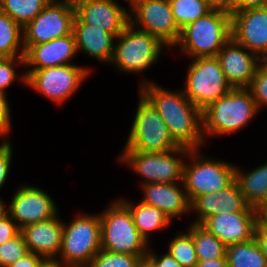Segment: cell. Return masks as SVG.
<instances>
[{"mask_svg": "<svg viewBox=\"0 0 267 267\" xmlns=\"http://www.w3.org/2000/svg\"><path fill=\"white\" fill-rule=\"evenodd\" d=\"M130 8L135 16L129 14L133 27L137 24L139 30L157 37L167 47L175 46L181 29L174 20L169 0H140Z\"/></svg>", "mask_w": 267, "mask_h": 267, "instance_id": "obj_13", "label": "cell"}, {"mask_svg": "<svg viewBox=\"0 0 267 267\" xmlns=\"http://www.w3.org/2000/svg\"><path fill=\"white\" fill-rule=\"evenodd\" d=\"M101 249L147 259V242L134 225L129 209L119 200L100 214Z\"/></svg>", "mask_w": 267, "mask_h": 267, "instance_id": "obj_4", "label": "cell"}, {"mask_svg": "<svg viewBox=\"0 0 267 267\" xmlns=\"http://www.w3.org/2000/svg\"><path fill=\"white\" fill-rule=\"evenodd\" d=\"M88 73V67L68 64L43 69H30L23 74L21 79L33 90L41 92L57 104H62L74 94Z\"/></svg>", "mask_w": 267, "mask_h": 267, "instance_id": "obj_12", "label": "cell"}, {"mask_svg": "<svg viewBox=\"0 0 267 267\" xmlns=\"http://www.w3.org/2000/svg\"><path fill=\"white\" fill-rule=\"evenodd\" d=\"M179 147L155 108L140 94L124 151L168 152Z\"/></svg>", "mask_w": 267, "mask_h": 267, "instance_id": "obj_6", "label": "cell"}, {"mask_svg": "<svg viewBox=\"0 0 267 267\" xmlns=\"http://www.w3.org/2000/svg\"><path fill=\"white\" fill-rule=\"evenodd\" d=\"M28 251L43 259H54L62 247L63 223L57 215L49 220L26 225L20 229ZM57 254V255H56Z\"/></svg>", "mask_w": 267, "mask_h": 267, "instance_id": "obj_20", "label": "cell"}, {"mask_svg": "<svg viewBox=\"0 0 267 267\" xmlns=\"http://www.w3.org/2000/svg\"><path fill=\"white\" fill-rule=\"evenodd\" d=\"M15 62L20 65H25L24 56L0 57V92L5 93V89L16 80Z\"/></svg>", "mask_w": 267, "mask_h": 267, "instance_id": "obj_35", "label": "cell"}, {"mask_svg": "<svg viewBox=\"0 0 267 267\" xmlns=\"http://www.w3.org/2000/svg\"><path fill=\"white\" fill-rule=\"evenodd\" d=\"M196 267H228L226 258L199 260Z\"/></svg>", "mask_w": 267, "mask_h": 267, "instance_id": "obj_43", "label": "cell"}, {"mask_svg": "<svg viewBox=\"0 0 267 267\" xmlns=\"http://www.w3.org/2000/svg\"><path fill=\"white\" fill-rule=\"evenodd\" d=\"M29 253L23 235L19 232L14 238L0 245V267H8Z\"/></svg>", "mask_w": 267, "mask_h": 267, "instance_id": "obj_33", "label": "cell"}, {"mask_svg": "<svg viewBox=\"0 0 267 267\" xmlns=\"http://www.w3.org/2000/svg\"><path fill=\"white\" fill-rule=\"evenodd\" d=\"M231 38V14L223 4L181 29L175 44L181 51L196 57L217 56Z\"/></svg>", "mask_w": 267, "mask_h": 267, "instance_id": "obj_2", "label": "cell"}, {"mask_svg": "<svg viewBox=\"0 0 267 267\" xmlns=\"http://www.w3.org/2000/svg\"><path fill=\"white\" fill-rule=\"evenodd\" d=\"M235 180L246 203L257 209L267 200V163L246 174L235 168Z\"/></svg>", "mask_w": 267, "mask_h": 267, "instance_id": "obj_24", "label": "cell"}, {"mask_svg": "<svg viewBox=\"0 0 267 267\" xmlns=\"http://www.w3.org/2000/svg\"><path fill=\"white\" fill-rule=\"evenodd\" d=\"M7 205L3 203V201L0 199V215L5 212V209Z\"/></svg>", "mask_w": 267, "mask_h": 267, "instance_id": "obj_47", "label": "cell"}, {"mask_svg": "<svg viewBox=\"0 0 267 267\" xmlns=\"http://www.w3.org/2000/svg\"><path fill=\"white\" fill-rule=\"evenodd\" d=\"M190 210L197 211L199 214L195 224H201L207 217L219 213L257 211L246 203L235 179L227 187L217 192L197 196L190 203Z\"/></svg>", "mask_w": 267, "mask_h": 267, "instance_id": "obj_19", "label": "cell"}, {"mask_svg": "<svg viewBox=\"0 0 267 267\" xmlns=\"http://www.w3.org/2000/svg\"><path fill=\"white\" fill-rule=\"evenodd\" d=\"M230 14L231 38L265 61L267 59V6Z\"/></svg>", "mask_w": 267, "mask_h": 267, "instance_id": "obj_14", "label": "cell"}, {"mask_svg": "<svg viewBox=\"0 0 267 267\" xmlns=\"http://www.w3.org/2000/svg\"><path fill=\"white\" fill-rule=\"evenodd\" d=\"M246 49L230 38L216 56L232 88H248L260 63L257 61H262L255 53L246 52Z\"/></svg>", "mask_w": 267, "mask_h": 267, "instance_id": "obj_18", "label": "cell"}, {"mask_svg": "<svg viewBox=\"0 0 267 267\" xmlns=\"http://www.w3.org/2000/svg\"><path fill=\"white\" fill-rule=\"evenodd\" d=\"M232 89L216 56L196 57L187 72L184 95L201 111Z\"/></svg>", "mask_w": 267, "mask_h": 267, "instance_id": "obj_7", "label": "cell"}, {"mask_svg": "<svg viewBox=\"0 0 267 267\" xmlns=\"http://www.w3.org/2000/svg\"><path fill=\"white\" fill-rule=\"evenodd\" d=\"M142 262L139 256L101 249L88 267H139Z\"/></svg>", "mask_w": 267, "mask_h": 267, "instance_id": "obj_32", "label": "cell"}, {"mask_svg": "<svg viewBox=\"0 0 267 267\" xmlns=\"http://www.w3.org/2000/svg\"><path fill=\"white\" fill-rule=\"evenodd\" d=\"M99 215H77L70 225L63 223L61 261L68 267H88L101 250Z\"/></svg>", "mask_w": 267, "mask_h": 267, "instance_id": "obj_5", "label": "cell"}, {"mask_svg": "<svg viewBox=\"0 0 267 267\" xmlns=\"http://www.w3.org/2000/svg\"><path fill=\"white\" fill-rule=\"evenodd\" d=\"M254 239L258 243L260 250L267 259V227H263L257 222L254 232Z\"/></svg>", "mask_w": 267, "mask_h": 267, "instance_id": "obj_42", "label": "cell"}, {"mask_svg": "<svg viewBox=\"0 0 267 267\" xmlns=\"http://www.w3.org/2000/svg\"><path fill=\"white\" fill-rule=\"evenodd\" d=\"M198 151H189L188 157L194 159V162L191 165L184 164L183 167L182 184L190 203L199 195L211 194L227 187L235 179L234 165L208 160Z\"/></svg>", "mask_w": 267, "mask_h": 267, "instance_id": "obj_9", "label": "cell"}, {"mask_svg": "<svg viewBox=\"0 0 267 267\" xmlns=\"http://www.w3.org/2000/svg\"><path fill=\"white\" fill-rule=\"evenodd\" d=\"M256 210H257V222L261 226L267 227V200L263 202Z\"/></svg>", "mask_w": 267, "mask_h": 267, "instance_id": "obj_44", "label": "cell"}, {"mask_svg": "<svg viewBox=\"0 0 267 267\" xmlns=\"http://www.w3.org/2000/svg\"><path fill=\"white\" fill-rule=\"evenodd\" d=\"M114 53L111 63L121 71L143 72L155 63L165 45L155 36L137 30L130 23L115 38Z\"/></svg>", "mask_w": 267, "mask_h": 267, "instance_id": "obj_8", "label": "cell"}, {"mask_svg": "<svg viewBox=\"0 0 267 267\" xmlns=\"http://www.w3.org/2000/svg\"><path fill=\"white\" fill-rule=\"evenodd\" d=\"M43 260L41 256L29 252L8 267H39Z\"/></svg>", "mask_w": 267, "mask_h": 267, "instance_id": "obj_41", "label": "cell"}, {"mask_svg": "<svg viewBox=\"0 0 267 267\" xmlns=\"http://www.w3.org/2000/svg\"><path fill=\"white\" fill-rule=\"evenodd\" d=\"M176 183L143 184L144 197L142 203L153 206L165 213L170 219L190 212V202L184 189ZM184 190V191H183Z\"/></svg>", "mask_w": 267, "mask_h": 267, "instance_id": "obj_22", "label": "cell"}, {"mask_svg": "<svg viewBox=\"0 0 267 267\" xmlns=\"http://www.w3.org/2000/svg\"><path fill=\"white\" fill-rule=\"evenodd\" d=\"M74 34L56 38L49 42L32 45L25 52V66L32 69L68 65L70 60L77 54Z\"/></svg>", "mask_w": 267, "mask_h": 267, "instance_id": "obj_21", "label": "cell"}, {"mask_svg": "<svg viewBox=\"0 0 267 267\" xmlns=\"http://www.w3.org/2000/svg\"><path fill=\"white\" fill-rule=\"evenodd\" d=\"M130 3L131 7L136 4L137 2H139L140 0H126Z\"/></svg>", "mask_w": 267, "mask_h": 267, "instance_id": "obj_49", "label": "cell"}, {"mask_svg": "<svg viewBox=\"0 0 267 267\" xmlns=\"http://www.w3.org/2000/svg\"><path fill=\"white\" fill-rule=\"evenodd\" d=\"M216 4H223L225 5L228 0H213Z\"/></svg>", "mask_w": 267, "mask_h": 267, "instance_id": "obj_48", "label": "cell"}, {"mask_svg": "<svg viewBox=\"0 0 267 267\" xmlns=\"http://www.w3.org/2000/svg\"><path fill=\"white\" fill-rule=\"evenodd\" d=\"M258 108L248 88H232L202 111V134L235 133L246 126Z\"/></svg>", "mask_w": 267, "mask_h": 267, "instance_id": "obj_3", "label": "cell"}, {"mask_svg": "<svg viewBox=\"0 0 267 267\" xmlns=\"http://www.w3.org/2000/svg\"><path fill=\"white\" fill-rule=\"evenodd\" d=\"M20 43L23 44V28L0 10V57L25 56L23 47L18 50Z\"/></svg>", "mask_w": 267, "mask_h": 267, "instance_id": "obj_28", "label": "cell"}, {"mask_svg": "<svg viewBox=\"0 0 267 267\" xmlns=\"http://www.w3.org/2000/svg\"><path fill=\"white\" fill-rule=\"evenodd\" d=\"M139 267H154L147 259L143 260Z\"/></svg>", "mask_w": 267, "mask_h": 267, "instance_id": "obj_46", "label": "cell"}, {"mask_svg": "<svg viewBox=\"0 0 267 267\" xmlns=\"http://www.w3.org/2000/svg\"><path fill=\"white\" fill-rule=\"evenodd\" d=\"M75 8L72 0H51L25 27L23 44L25 52L32 46L72 34Z\"/></svg>", "mask_w": 267, "mask_h": 267, "instance_id": "obj_11", "label": "cell"}, {"mask_svg": "<svg viewBox=\"0 0 267 267\" xmlns=\"http://www.w3.org/2000/svg\"><path fill=\"white\" fill-rule=\"evenodd\" d=\"M173 17L180 29L210 12L213 0H169Z\"/></svg>", "mask_w": 267, "mask_h": 267, "instance_id": "obj_29", "label": "cell"}, {"mask_svg": "<svg viewBox=\"0 0 267 267\" xmlns=\"http://www.w3.org/2000/svg\"><path fill=\"white\" fill-rule=\"evenodd\" d=\"M191 236L198 260L226 258V245L200 224H191L187 231Z\"/></svg>", "mask_w": 267, "mask_h": 267, "instance_id": "obj_27", "label": "cell"}, {"mask_svg": "<svg viewBox=\"0 0 267 267\" xmlns=\"http://www.w3.org/2000/svg\"><path fill=\"white\" fill-rule=\"evenodd\" d=\"M140 94L155 108L167 125L173 140L188 149L204 144L202 111L183 91L171 92L151 82H143Z\"/></svg>", "mask_w": 267, "mask_h": 267, "instance_id": "obj_1", "label": "cell"}, {"mask_svg": "<svg viewBox=\"0 0 267 267\" xmlns=\"http://www.w3.org/2000/svg\"><path fill=\"white\" fill-rule=\"evenodd\" d=\"M5 211L19 229L29 224L49 220L58 214L55 203L46 192L26 185L17 189L10 206Z\"/></svg>", "mask_w": 267, "mask_h": 267, "instance_id": "obj_15", "label": "cell"}, {"mask_svg": "<svg viewBox=\"0 0 267 267\" xmlns=\"http://www.w3.org/2000/svg\"><path fill=\"white\" fill-rule=\"evenodd\" d=\"M12 157V148L10 142L5 140L0 144V188L5 183L8 172L10 171V162Z\"/></svg>", "mask_w": 267, "mask_h": 267, "instance_id": "obj_37", "label": "cell"}, {"mask_svg": "<svg viewBox=\"0 0 267 267\" xmlns=\"http://www.w3.org/2000/svg\"><path fill=\"white\" fill-rule=\"evenodd\" d=\"M169 244L168 252L182 267H196L199 260L188 232L178 234Z\"/></svg>", "mask_w": 267, "mask_h": 267, "instance_id": "obj_31", "label": "cell"}, {"mask_svg": "<svg viewBox=\"0 0 267 267\" xmlns=\"http://www.w3.org/2000/svg\"><path fill=\"white\" fill-rule=\"evenodd\" d=\"M77 52L82 50L103 62L111 63L114 53L115 36L94 25L83 23L76 15L73 31Z\"/></svg>", "mask_w": 267, "mask_h": 267, "instance_id": "obj_23", "label": "cell"}, {"mask_svg": "<svg viewBox=\"0 0 267 267\" xmlns=\"http://www.w3.org/2000/svg\"><path fill=\"white\" fill-rule=\"evenodd\" d=\"M39 267H68V266L60 262V260L58 261V259L54 258V259H44L39 265Z\"/></svg>", "mask_w": 267, "mask_h": 267, "instance_id": "obj_45", "label": "cell"}, {"mask_svg": "<svg viewBox=\"0 0 267 267\" xmlns=\"http://www.w3.org/2000/svg\"><path fill=\"white\" fill-rule=\"evenodd\" d=\"M10 109L5 93L0 92V136H7L11 128Z\"/></svg>", "mask_w": 267, "mask_h": 267, "instance_id": "obj_38", "label": "cell"}, {"mask_svg": "<svg viewBox=\"0 0 267 267\" xmlns=\"http://www.w3.org/2000/svg\"><path fill=\"white\" fill-rule=\"evenodd\" d=\"M256 224L257 211H238L207 217L200 225L228 246L253 239Z\"/></svg>", "mask_w": 267, "mask_h": 267, "instance_id": "obj_17", "label": "cell"}, {"mask_svg": "<svg viewBox=\"0 0 267 267\" xmlns=\"http://www.w3.org/2000/svg\"><path fill=\"white\" fill-rule=\"evenodd\" d=\"M228 267H267V259L253 238L226 246Z\"/></svg>", "mask_w": 267, "mask_h": 267, "instance_id": "obj_26", "label": "cell"}, {"mask_svg": "<svg viewBox=\"0 0 267 267\" xmlns=\"http://www.w3.org/2000/svg\"><path fill=\"white\" fill-rule=\"evenodd\" d=\"M131 212L134 225L139 231L141 237L148 244V234L151 231L161 230L170 225L171 219L156 207L146 205L142 202L137 206L129 201L120 200Z\"/></svg>", "mask_w": 267, "mask_h": 267, "instance_id": "obj_25", "label": "cell"}, {"mask_svg": "<svg viewBox=\"0 0 267 267\" xmlns=\"http://www.w3.org/2000/svg\"><path fill=\"white\" fill-rule=\"evenodd\" d=\"M20 232L19 227L5 211L0 215V245L14 238Z\"/></svg>", "mask_w": 267, "mask_h": 267, "instance_id": "obj_36", "label": "cell"}, {"mask_svg": "<svg viewBox=\"0 0 267 267\" xmlns=\"http://www.w3.org/2000/svg\"><path fill=\"white\" fill-rule=\"evenodd\" d=\"M188 149L179 146L168 152H140V151H124L119 157V161L127 163L132 169L146 178L145 183H183V167L184 162L173 155L187 156Z\"/></svg>", "mask_w": 267, "mask_h": 267, "instance_id": "obj_10", "label": "cell"}, {"mask_svg": "<svg viewBox=\"0 0 267 267\" xmlns=\"http://www.w3.org/2000/svg\"><path fill=\"white\" fill-rule=\"evenodd\" d=\"M147 260L154 266V267H182L171 255L169 252L163 254L162 256L158 257L154 253H151L148 250L147 253Z\"/></svg>", "mask_w": 267, "mask_h": 267, "instance_id": "obj_40", "label": "cell"}, {"mask_svg": "<svg viewBox=\"0 0 267 267\" xmlns=\"http://www.w3.org/2000/svg\"><path fill=\"white\" fill-rule=\"evenodd\" d=\"M75 15L86 24L94 25L117 37L129 24V11L115 0H72Z\"/></svg>", "mask_w": 267, "mask_h": 267, "instance_id": "obj_16", "label": "cell"}, {"mask_svg": "<svg viewBox=\"0 0 267 267\" xmlns=\"http://www.w3.org/2000/svg\"><path fill=\"white\" fill-rule=\"evenodd\" d=\"M51 0H0V10L22 28L31 22Z\"/></svg>", "mask_w": 267, "mask_h": 267, "instance_id": "obj_30", "label": "cell"}, {"mask_svg": "<svg viewBox=\"0 0 267 267\" xmlns=\"http://www.w3.org/2000/svg\"><path fill=\"white\" fill-rule=\"evenodd\" d=\"M267 0H228L225 7L230 13L250 8L266 7Z\"/></svg>", "mask_w": 267, "mask_h": 267, "instance_id": "obj_39", "label": "cell"}, {"mask_svg": "<svg viewBox=\"0 0 267 267\" xmlns=\"http://www.w3.org/2000/svg\"><path fill=\"white\" fill-rule=\"evenodd\" d=\"M258 110L267 105V62L261 61L248 87Z\"/></svg>", "mask_w": 267, "mask_h": 267, "instance_id": "obj_34", "label": "cell"}]
</instances>
